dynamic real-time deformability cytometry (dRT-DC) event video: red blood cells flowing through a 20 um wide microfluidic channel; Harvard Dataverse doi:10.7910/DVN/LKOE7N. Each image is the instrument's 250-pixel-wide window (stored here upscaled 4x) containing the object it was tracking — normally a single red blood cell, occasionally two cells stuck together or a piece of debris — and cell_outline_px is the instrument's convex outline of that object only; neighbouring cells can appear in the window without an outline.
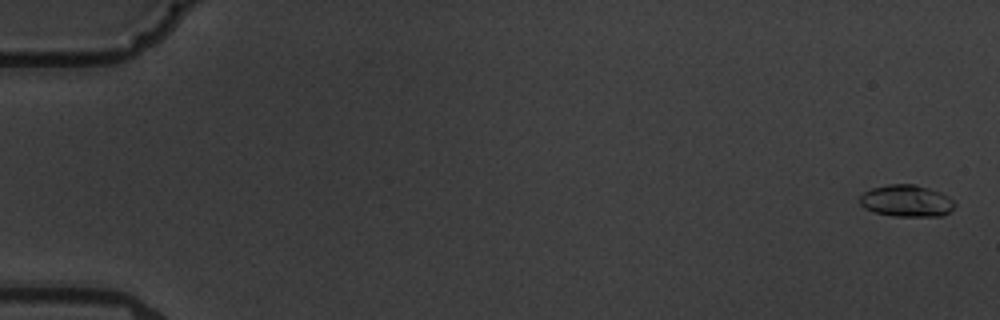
{"species": "common noctule bat (a hibernating species)", "species_latin": "Nyctalus noctula", "temperature_condition": "warm", "stored_images_in_passage": 10, "camera_frame_rate_fps": 3000, "um_per_image_px": 0.085, "animal": {"sex": "male", "body_mass_g": 19.5, "forearm_length_mm": 54.6}, "frame": {"image": 1, "passage_image": 1, "time_ms": 0.0, "image_size_px": [1000, 320], "cell_outline_px": [[956, 204], [948, 212], [940, 216], [892, 216], [876, 212], [864, 208], [860, 204], [860, 196], [864, 192], [872, 188], [888, 184], [916, 184], [940, 192], [948, 196]], "centroid_in_image_um": [77.04, 17.07], "position_along_channel_um": 8.0, "area_um2": 17.51}}
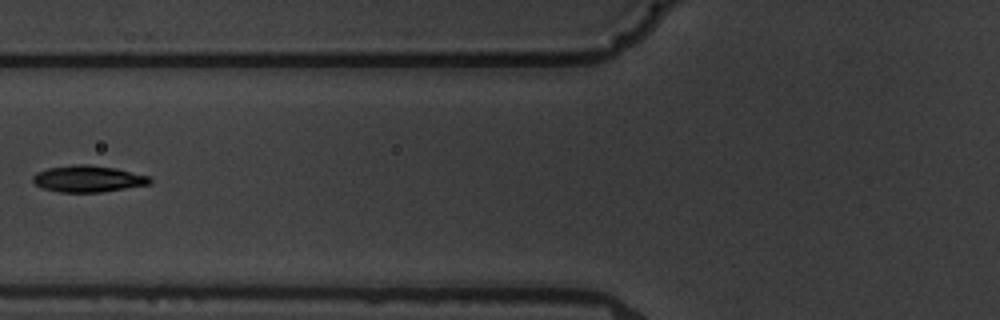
{"frame": {"image": 2, "passage_image": 7, "time_ms": 7.667, "image_size_px": [1000, 320], "cell_outline_px": [[152, 180], [148, 184], [100, 192], [60, 192], [44, 188], [36, 184], [32, 180], [32, 176], [36, 172], [48, 168], [72, 164], [88, 164], [116, 168], [152, 176]], "centroid_in_image_um": [7.48, 15.18], "position_along_channel_um": 118.3, "area_um2": 18.09}}
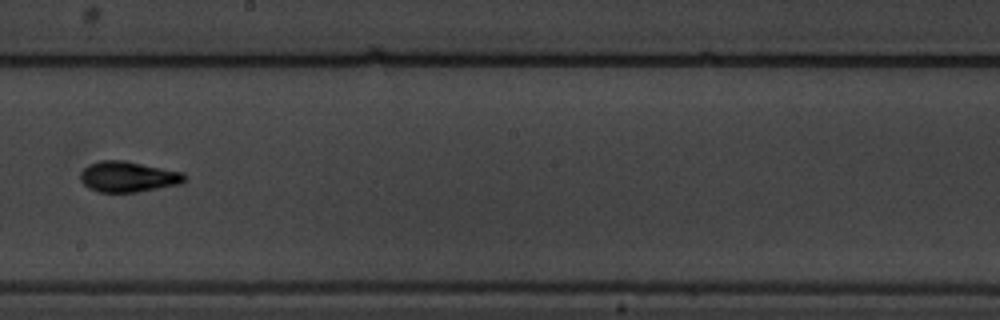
{"frame": {"image": 3, "passage_image": 10, "time_ms": 11.0, "image_size_px": [1000, 320], "cell_outline_px": [[188, 176], [180, 184], [136, 192], [100, 192], [88, 188], [80, 180], [80, 172], [88, 164], [100, 160], [124, 160], [184, 172]], "centroid_in_image_um": [10.88, 15.01], "position_along_channel_um": 237.3, "area_um2": 18.73}}